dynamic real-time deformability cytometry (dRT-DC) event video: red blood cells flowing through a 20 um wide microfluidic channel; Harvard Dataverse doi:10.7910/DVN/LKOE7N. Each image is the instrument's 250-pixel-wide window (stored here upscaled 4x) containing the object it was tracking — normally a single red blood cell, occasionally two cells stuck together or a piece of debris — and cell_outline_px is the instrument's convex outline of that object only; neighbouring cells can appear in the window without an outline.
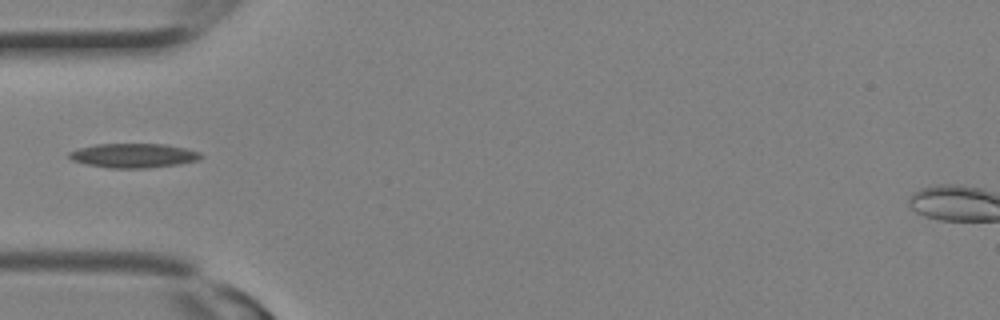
{"species": "Egyptian fruit bat (a non-hibernating species)", "species_latin": "Rousettus aegyptiacus", "temperature_condition": "room temperature", "stored_images_in_passage": 9, "camera_frame_rate_fps": 3000, "um_per_image_px": 0.085, "animal": {"sex": "female"}, "frame": {"image": 1, "passage_image": 8, "time_ms": 2.333, "image_size_px": [1000, 320], "cell_outline_px": [[204, 156], [200, 160], [180, 164], [148, 168], [108, 168], [88, 164], [72, 160], [68, 156], [68, 152], [80, 148], [96, 144], [164, 144], [184, 148], [200, 152]], "centroid_in_image_um": [11.39, 13.23], "position_along_channel_um": 73.6, "area_um2": 18.67}}